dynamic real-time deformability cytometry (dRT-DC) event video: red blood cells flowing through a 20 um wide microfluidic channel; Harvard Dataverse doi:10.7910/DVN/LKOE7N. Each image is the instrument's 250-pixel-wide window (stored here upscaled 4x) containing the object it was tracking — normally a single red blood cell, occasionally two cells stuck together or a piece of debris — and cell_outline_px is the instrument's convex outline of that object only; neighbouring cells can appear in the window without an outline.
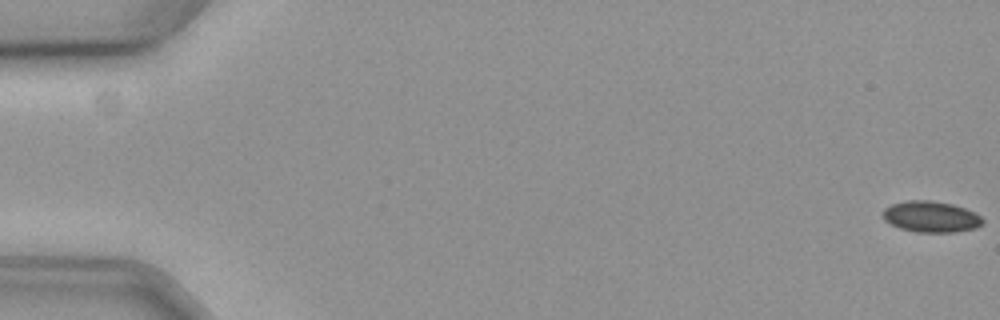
{"species": "common noctule bat (a hibernating species)", "species_latin": "Nyctalus noctula", "temperature_condition": "cold", "stored_images_in_passage": 18, "camera_frame_rate_fps": 3000, "um_per_image_px": 0.085, "animal": {"sex": "female", "body_mass_g": 19.3, "forearm_length_mm": 54.1}, "frame": {"image": 1, "passage_image": 1, "time_ms": 0.0, "image_size_px": [1000, 320], "cell_outline_px": [[984, 224], [976, 228], [956, 232], [916, 232], [900, 228], [884, 220], [884, 208], [892, 204], [908, 200], [928, 200], [952, 204], [964, 208], [980, 216], [984, 220]], "centroid_in_image_um": [79.15, 18.43], "position_along_channel_um": 5.8, "area_um2": 17.98}}
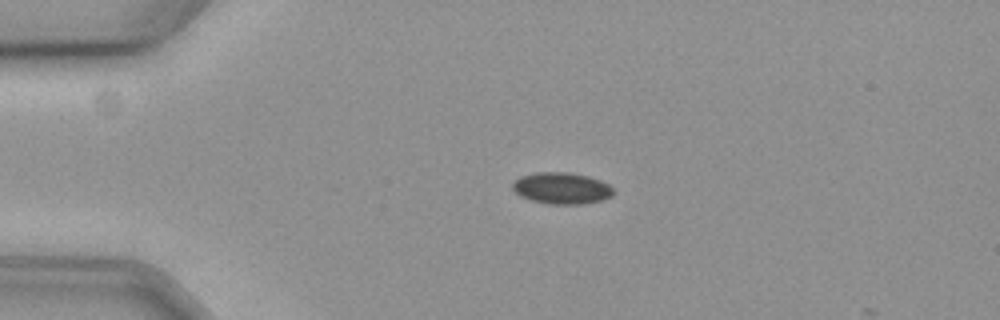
{"frame": {"image": 2, "passage_image": 15, "time_ms": 4.667, "image_size_px": [1000, 320], "cell_outline_px": [[612, 196], [600, 200], [580, 204], [552, 204], [532, 200], [520, 196], [512, 188], [512, 184], [520, 176], [536, 172], [568, 172], [588, 176], [600, 180], [608, 184], [612, 188]], "centroid_in_image_um": [47.72, 15.98], "position_along_channel_um": 37.3, "area_um2": 18.32}}